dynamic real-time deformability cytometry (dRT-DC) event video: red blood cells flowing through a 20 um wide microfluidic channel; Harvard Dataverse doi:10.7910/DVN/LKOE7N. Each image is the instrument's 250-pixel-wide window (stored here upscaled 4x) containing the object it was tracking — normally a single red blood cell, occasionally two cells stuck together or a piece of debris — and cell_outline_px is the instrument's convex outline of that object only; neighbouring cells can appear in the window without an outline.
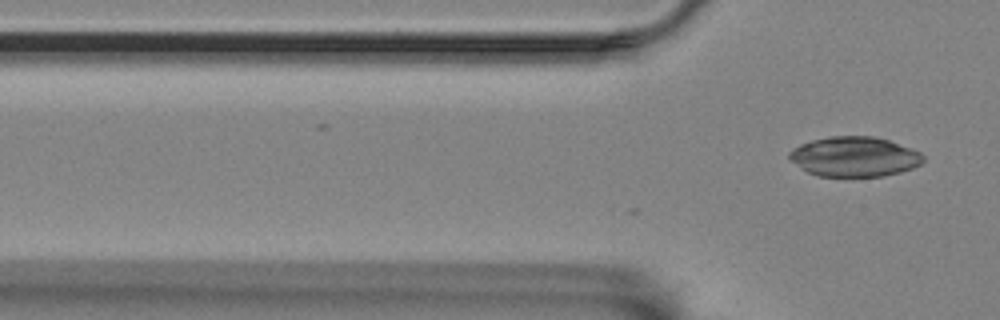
{"species": "Egyptian fruit bat (a non-hibernating species)", "species_latin": "Rousettus aegyptiacus", "temperature_condition": "room temperature", "stored_images_in_passage": 2, "camera_frame_rate_fps": 3000, "um_per_image_px": 0.085, "animal": {"sex": "female"}, "frame": {"image": 1, "passage_image": 2, "time_ms": 0.333, "image_size_px": [1000, 320], "cell_outline_px": [[924, 160], [920, 164], [912, 168], [900, 172], [884, 176], [820, 176], [808, 172], [800, 168], [788, 156], [788, 152], [792, 148], [800, 144], [812, 140], [832, 136], [872, 136], [888, 140], [912, 148], [920, 152], [924, 156]], "centroid_in_image_um": [72.63, 13.31], "position_along_channel_um": 53.2, "area_um2": 31.1}}